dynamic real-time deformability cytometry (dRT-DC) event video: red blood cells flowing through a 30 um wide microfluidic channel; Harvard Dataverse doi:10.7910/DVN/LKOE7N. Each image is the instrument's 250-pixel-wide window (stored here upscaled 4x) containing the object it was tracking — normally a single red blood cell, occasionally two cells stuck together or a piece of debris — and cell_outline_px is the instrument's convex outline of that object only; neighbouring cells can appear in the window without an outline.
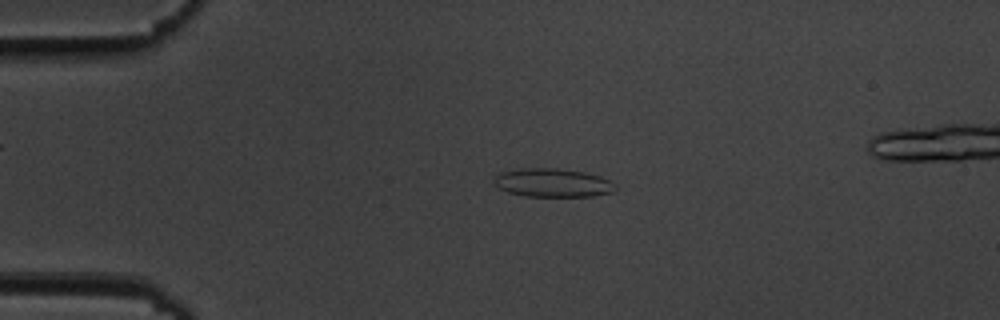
{"species": "common noctule bat (a hibernating species)", "species_latin": "Nyctalus noctula", "temperature_condition": "cold", "stored_images_in_passage": 54, "camera_frame_rate_fps": 3000, "um_per_image_px": 0.085, "animal": {"sex": "male", "body_mass_g": 19.5, "forearm_length_mm": 54.6}, "frame": {"image": 1, "passage_image": 12, "time_ms": 3.667, "image_size_px": [1000, 320], "cell_outline_px": [[616, 188], [612, 192], [592, 196], [524, 196], [508, 192], [492, 184], [492, 180], [500, 172], [524, 168], [556, 168], [584, 172], [600, 176], [616, 184]], "centroid_in_image_um": [46.95, 15.53], "position_along_channel_um": 38.0, "area_um2": 20.17}}
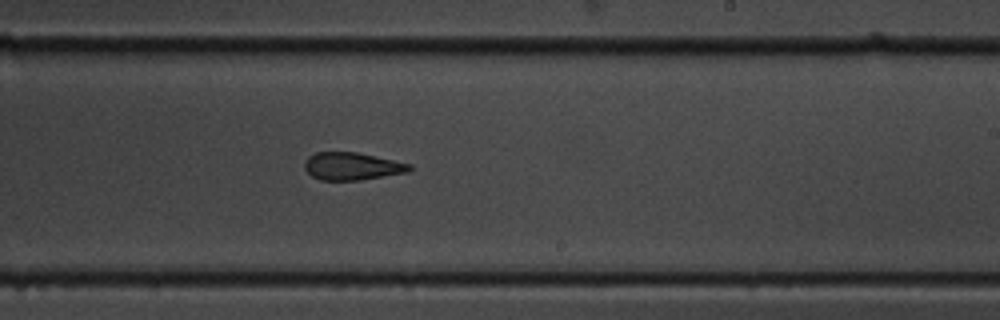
{"frame": {"image": 2, "passage_image": 33, "time_ms": 10.667, "image_size_px": [1000, 320], "cell_outline_px": [[412, 168], [408, 172], [360, 180], [320, 180], [312, 176], [304, 168], [304, 160], [308, 156], [316, 152], [356, 152], [412, 164]], "centroid_in_image_um": [29.9, 14.13], "position_along_channel_um": 259.1, "area_um2": 16.88}}
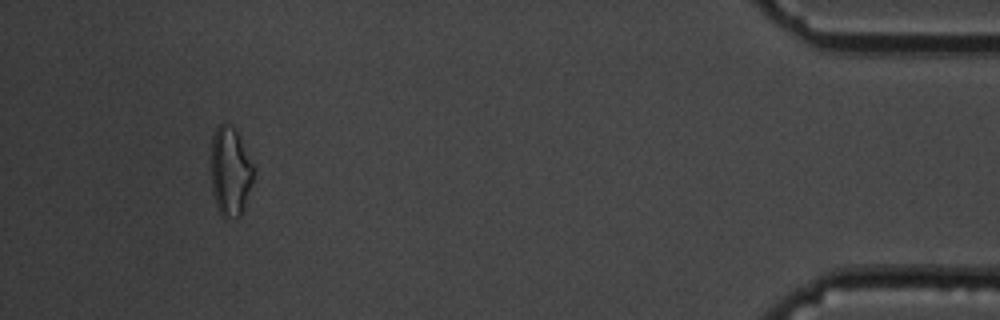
{"frame": {"image": 3, "passage_image": 51, "time_ms": 16.667, "image_size_px": [1000, 320], "cell_outline_px": [[256, 168], [244, 208], [240, 216], [224, 216], [220, 212], [216, 204], [212, 192], [212, 136], [216, 128], [220, 124], [228, 124], [236, 128]], "centroid_in_image_um": [19.61, 14.52], "position_along_channel_um": 415.6, "area_um2": 22.02}}